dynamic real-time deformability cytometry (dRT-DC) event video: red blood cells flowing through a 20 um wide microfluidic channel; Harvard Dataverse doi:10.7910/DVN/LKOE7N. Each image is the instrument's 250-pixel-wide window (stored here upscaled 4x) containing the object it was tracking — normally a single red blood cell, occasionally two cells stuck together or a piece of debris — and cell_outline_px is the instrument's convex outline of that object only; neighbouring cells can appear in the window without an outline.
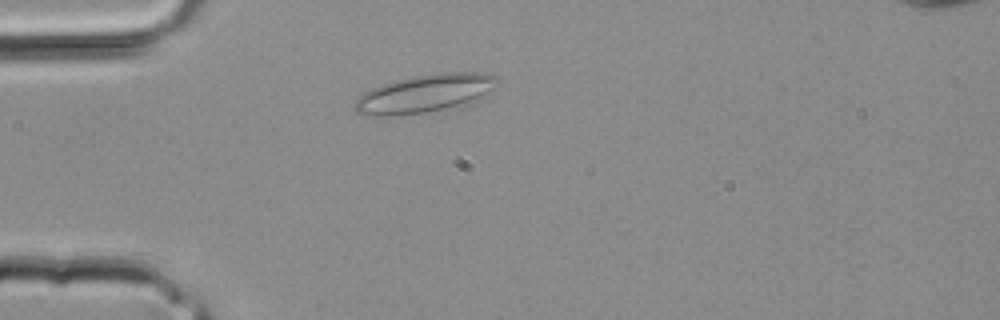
{"species": "common noctule bat (a hibernating species)", "species_latin": "Nyctalus noctula", "temperature_condition": "room temperature", "stored_images_in_passage": 2, "camera_frame_rate_fps": 3000, "um_per_image_px": 0.085, "animal": {"sex": "male", "body_mass_g": 20.4}, "frame": {"image": 1, "passage_image": 2, "time_ms": 0.333, "image_size_px": [1000, 320], "cell_outline_px": [[500, 80], [492, 88], [476, 100], [468, 104], [424, 112], [388, 116], [376, 116], [356, 112], [356, 100], [364, 92], [372, 88], [384, 84], [416, 76], [440, 72], [484, 72], [500, 76]], "centroid_in_image_um": [36.18, 7.93], "position_along_channel_um": 48.8, "area_um2": 31.15}}